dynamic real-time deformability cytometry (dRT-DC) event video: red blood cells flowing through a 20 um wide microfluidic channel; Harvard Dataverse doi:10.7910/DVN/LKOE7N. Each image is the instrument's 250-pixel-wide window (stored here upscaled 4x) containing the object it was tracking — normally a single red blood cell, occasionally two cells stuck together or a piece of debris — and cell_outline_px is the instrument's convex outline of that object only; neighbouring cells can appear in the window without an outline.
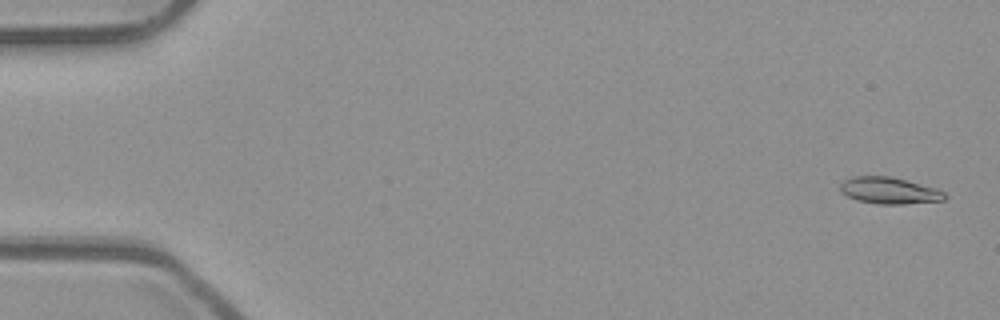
{"species": "common noctule bat (a hibernating species)", "species_latin": "Nyctalus noctula", "temperature_condition": "room temperature", "stored_images_in_passage": 53, "camera_frame_rate_fps": 3000, "um_per_image_px": 0.085, "animal": {"sex": "male", "body_mass_g": 23.1, "forearm_length_mm": 52.7}, "frame": {"image": 1, "passage_image": 2, "time_ms": 0.333, "image_size_px": [1000, 320], "cell_outline_px": [[948, 196], [944, 200], [904, 204], [880, 204], [856, 200], [840, 192], [840, 184], [844, 180], [852, 176], [892, 176], [936, 188], [944, 192]], "centroid_in_image_um": [75.58, 16.19], "position_along_channel_um": 9.4, "area_um2": 16.3}}
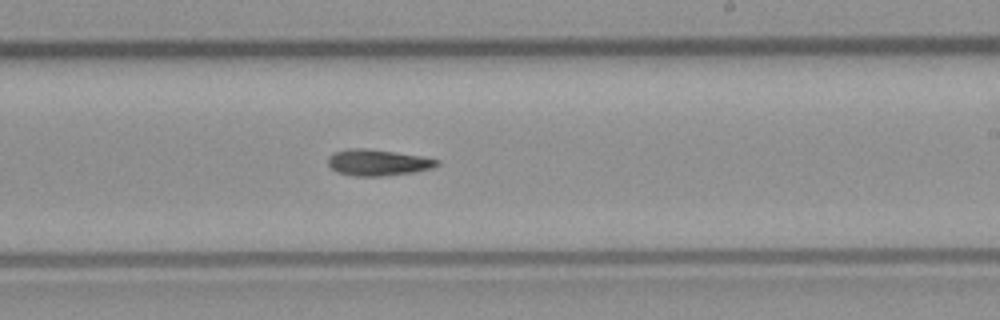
{"frame": {"image": 2, "passage_image": 32, "time_ms": 10.333, "image_size_px": [1000, 320], "cell_outline_px": [[440, 164], [432, 168], [412, 172], [384, 176], [352, 176], [336, 172], [328, 164], [328, 156], [332, 152], [348, 148], [364, 148], [396, 152], [420, 156], [440, 160]], "centroid_in_image_um": [32.07, 13.81], "position_along_channel_um": 256.9, "area_um2": 16.76}}
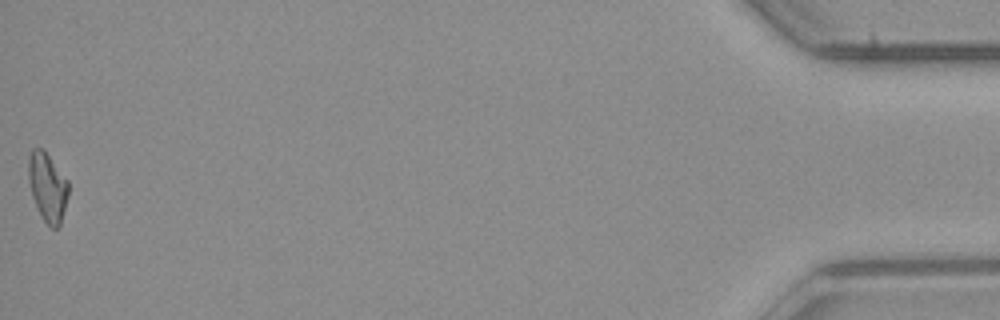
{"frame": {"image": 3, "passage_image": 53, "time_ms": 17.333, "image_size_px": [1000, 320], "cell_outline_px": [[68, 196], [60, 224], [56, 228], [52, 228], [44, 220], [32, 196], [28, 180], [28, 156], [32, 148], [40, 148], [48, 156], [68, 180]], "centroid_in_image_um": [4.03, 15.88], "position_along_channel_um": 431.2, "area_um2": 15.66}, "authors_computed_cell_mechanics": {"area_um2": 16.2996, "velocity_mm_per_s": 3.9503, "shape_relaxation_time_tau1_ms": null, "shape_relaxation_time_tau2_ms": 8.6029, "deformation_change_tau1": null, "deformation_change_tau2": 0.2004}}